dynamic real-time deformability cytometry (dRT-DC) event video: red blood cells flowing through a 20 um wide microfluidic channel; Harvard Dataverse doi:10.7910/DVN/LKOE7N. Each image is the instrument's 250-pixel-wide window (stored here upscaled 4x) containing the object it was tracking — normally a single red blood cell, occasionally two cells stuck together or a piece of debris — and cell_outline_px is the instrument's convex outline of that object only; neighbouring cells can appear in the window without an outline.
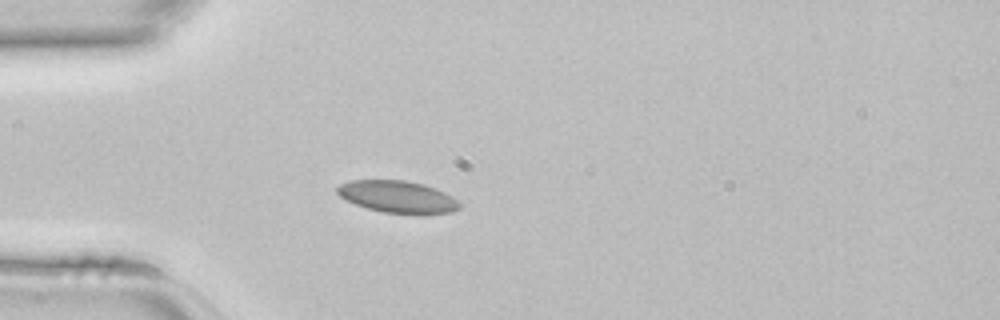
{"species": "common noctule bat (a hibernating species)", "species_latin": "Nyctalus noctula", "temperature_condition": "room temperature", "stored_images_in_passage": 38, "camera_frame_rate_fps": 3000, "um_per_image_px": 0.085, "animal": {"sex": "female", "body_mass_g": 22.7, "forearm_length_mm": 54.2}, "frame": {"image": 1, "passage_image": 6, "time_ms": 1.667, "image_size_px": [1000, 320], "cell_outline_px": [[460, 208], [452, 212], [424, 216], [416, 216], [384, 212], [368, 208], [356, 204], [340, 196], [336, 192], [336, 188], [340, 184], [348, 180], [404, 180], [424, 184], [436, 188], [452, 196], [460, 204]], "centroid_in_image_um": [33.85, 16.75], "position_along_channel_um": 51.2, "area_um2": 23.35}}
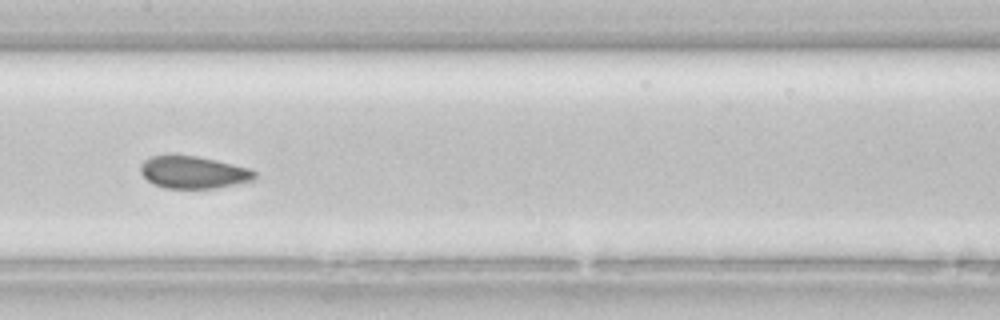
{"frame": {"image": 2, "passage_image": 16, "time_ms": 5.0, "image_size_px": [1000, 320], "cell_outline_px": [[256, 176], [252, 180], [216, 188], [164, 188], [152, 184], [140, 172], [140, 164], [144, 160], [152, 156], [196, 156], [216, 160], [248, 168], [256, 172]], "centroid_in_image_um": [16.41, 14.65], "position_along_channel_um": 191.0, "area_um2": 21.21}}
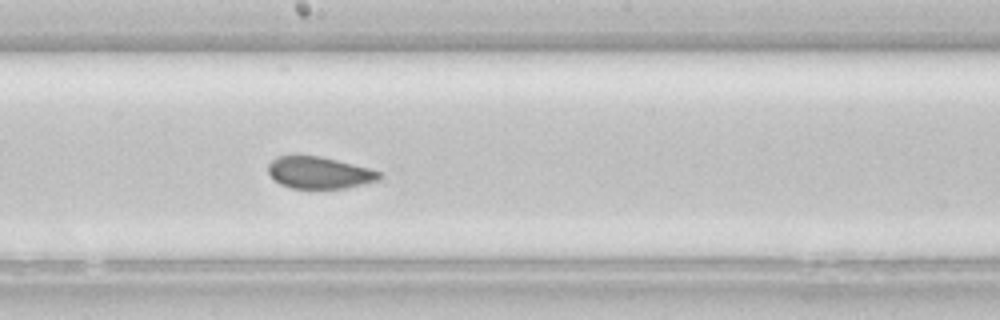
{"frame": {"image": 3, "passage_image": 18, "time_ms": 5.667, "image_size_px": [1000, 320], "cell_outline_px": [[380, 180], [344, 188], [292, 188], [280, 184], [268, 172], [268, 164], [276, 156], [320, 156], [372, 168], [380, 172]], "centroid_in_image_um": [27.15, 14.67], "position_along_channel_um": 221.0, "area_um2": 20.52}}